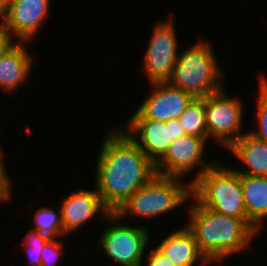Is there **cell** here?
Instances as JSON below:
<instances>
[{
	"mask_svg": "<svg viewBox=\"0 0 267 266\" xmlns=\"http://www.w3.org/2000/svg\"><path fill=\"white\" fill-rule=\"evenodd\" d=\"M172 17L156 22L152 28L151 38L145 50L140 69L151 83L167 82L173 72L178 58V39L175 20ZM142 67V68H141Z\"/></svg>",
	"mask_w": 267,
	"mask_h": 266,
	"instance_id": "8",
	"label": "cell"
},
{
	"mask_svg": "<svg viewBox=\"0 0 267 266\" xmlns=\"http://www.w3.org/2000/svg\"><path fill=\"white\" fill-rule=\"evenodd\" d=\"M126 122L124 126L120 124L119 126L156 164L166 154L172 143L170 120L161 122L152 119H129Z\"/></svg>",
	"mask_w": 267,
	"mask_h": 266,
	"instance_id": "13",
	"label": "cell"
},
{
	"mask_svg": "<svg viewBox=\"0 0 267 266\" xmlns=\"http://www.w3.org/2000/svg\"><path fill=\"white\" fill-rule=\"evenodd\" d=\"M170 132H171V141H175L178 138H181L182 136L186 135L178 119L170 120Z\"/></svg>",
	"mask_w": 267,
	"mask_h": 266,
	"instance_id": "26",
	"label": "cell"
},
{
	"mask_svg": "<svg viewBox=\"0 0 267 266\" xmlns=\"http://www.w3.org/2000/svg\"><path fill=\"white\" fill-rule=\"evenodd\" d=\"M50 4L51 0H8L4 24L11 37L26 43L36 38L39 29L49 17Z\"/></svg>",
	"mask_w": 267,
	"mask_h": 266,
	"instance_id": "11",
	"label": "cell"
},
{
	"mask_svg": "<svg viewBox=\"0 0 267 266\" xmlns=\"http://www.w3.org/2000/svg\"><path fill=\"white\" fill-rule=\"evenodd\" d=\"M185 179L156 174L143 187L131 195L115 212L122 220L129 217L155 220L160 215L171 213L188 202L192 185Z\"/></svg>",
	"mask_w": 267,
	"mask_h": 266,
	"instance_id": "4",
	"label": "cell"
},
{
	"mask_svg": "<svg viewBox=\"0 0 267 266\" xmlns=\"http://www.w3.org/2000/svg\"><path fill=\"white\" fill-rule=\"evenodd\" d=\"M8 0H0V22H4L7 16Z\"/></svg>",
	"mask_w": 267,
	"mask_h": 266,
	"instance_id": "27",
	"label": "cell"
},
{
	"mask_svg": "<svg viewBox=\"0 0 267 266\" xmlns=\"http://www.w3.org/2000/svg\"><path fill=\"white\" fill-rule=\"evenodd\" d=\"M172 230L156 245L175 266H208L212 263L200 251L193 233L185 226ZM198 264V265H195Z\"/></svg>",
	"mask_w": 267,
	"mask_h": 266,
	"instance_id": "15",
	"label": "cell"
},
{
	"mask_svg": "<svg viewBox=\"0 0 267 266\" xmlns=\"http://www.w3.org/2000/svg\"><path fill=\"white\" fill-rule=\"evenodd\" d=\"M103 221L107 227L101 231L98 239L103 254L115 265L142 266L146 256L144 252L151 243L149 227L145 224L131 226L116 213L108 214Z\"/></svg>",
	"mask_w": 267,
	"mask_h": 266,
	"instance_id": "6",
	"label": "cell"
},
{
	"mask_svg": "<svg viewBox=\"0 0 267 266\" xmlns=\"http://www.w3.org/2000/svg\"><path fill=\"white\" fill-rule=\"evenodd\" d=\"M259 76V85H258V94L256 98V118H257V127L251 128L249 131L250 134L256 138L267 142V76L263 73H260Z\"/></svg>",
	"mask_w": 267,
	"mask_h": 266,
	"instance_id": "20",
	"label": "cell"
},
{
	"mask_svg": "<svg viewBox=\"0 0 267 266\" xmlns=\"http://www.w3.org/2000/svg\"><path fill=\"white\" fill-rule=\"evenodd\" d=\"M207 145L205 138L190 135H184L172 141L166 154L155 164L157 174L184 179L188 174H193L197 170L195 177L188 179V182L193 185L207 169L218 161V159L206 161L204 156Z\"/></svg>",
	"mask_w": 267,
	"mask_h": 266,
	"instance_id": "9",
	"label": "cell"
},
{
	"mask_svg": "<svg viewBox=\"0 0 267 266\" xmlns=\"http://www.w3.org/2000/svg\"><path fill=\"white\" fill-rule=\"evenodd\" d=\"M230 167L218 160L192 185V196L219 214L247 218L240 174Z\"/></svg>",
	"mask_w": 267,
	"mask_h": 266,
	"instance_id": "5",
	"label": "cell"
},
{
	"mask_svg": "<svg viewBox=\"0 0 267 266\" xmlns=\"http://www.w3.org/2000/svg\"><path fill=\"white\" fill-rule=\"evenodd\" d=\"M187 205L188 223L200 251L214 265L250 249L259 230L247 218L219 214L201 205L193 196ZM193 201V202H192ZM193 203V204H192Z\"/></svg>",
	"mask_w": 267,
	"mask_h": 266,
	"instance_id": "2",
	"label": "cell"
},
{
	"mask_svg": "<svg viewBox=\"0 0 267 266\" xmlns=\"http://www.w3.org/2000/svg\"><path fill=\"white\" fill-rule=\"evenodd\" d=\"M14 39L11 37L4 22H0V56L8 50L14 43Z\"/></svg>",
	"mask_w": 267,
	"mask_h": 266,
	"instance_id": "25",
	"label": "cell"
},
{
	"mask_svg": "<svg viewBox=\"0 0 267 266\" xmlns=\"http://www.w3.org/2000/svg\"><path fill=\"white\" fill-rule=\"evenodd\" d=\"M185 134L209 140L206 128L204 98H194L178 117Z\"/></svg>",
	"mask_w": 267,
	"mask_h": 266,
	"instance_id": "18",
	"label": "cell"
},
{
	"mask_svg": "<svg viewBox=\"0 0 267 266\" xmlns=\"http://www.w3.org/2000/svg\"><path fill=\"white\" fill-rule=\"evenodd\" d=\"M49 239L48 236L39 233L36 230L29 229L26 232L24 238H22L24 252L28 256L27 266H41V252L43 250L44 244Z\"/></svg>",
	"mask_w": 267,
	"mask_h": 266,
	"instance_id": "21",
	"label": "cell"
},
{
	"mask_svg": "<svg viewBox=\"0 0 267 266\" xmlns=\"http://www.w3.org/2000/svg\"><path fill=\"white\" fill-rule=\"evenodd\" d=\"M61 218L64 232L67 236L87 225L95 216H102L100 221L111 212L103 205L101 198L96 190H75L70 192L60 204ZM91 220V221H90ZM87 222V224H86Z\"/></svg>",
	"mask_w": 267,
	"mask_h": 266,
	"instance_id": "12",
	"label": "cell"
},
{
	"mask_svg": "<svg viewBox=\"0 0 267 266\" xmlns=\"http://www.w3.org/2000/svg\"><path fill=\"white\" fill-rule=\"evenodd\" d=\"M33 213L34 219L31 229L49 238H60V236L65 238L67 236L64 232L60 208L56 210L54 207L40 206Z\"/></svg>",
	"mask_w": 267,
	"mask_h": 266,
	"instance_id": "19",
	"label": "cell"
},
{
	"mask_svg": "<svg viewBox=\"0 0 267 266\" xmlns=\"http://www.w3.org/2000/svg\"><path fill=\"white\" fill-rule=\"evenodd\" d=\"M149 252V253H148ZM148 258H146V263L142 266H175L166 256H164L156 246L150 248L147 251Z\"/></svg>",
	"mask_w": 267,
	"mask_h": 266,
	"instance_id": "24",
	"label": "cell"
},
{
	"mask_svg": "<svg viewBox=\"0 0 267 266\" xmlns=\"http://www.w3.org/2000/svg\"><path fill=\"white\" fill-rule=\"evenodd\" d=\"M247 219L260 231L267 220V177L240 175Z\"/></svg>",
	"mask_w": 267,
	"mask_h": 266,
	"instance_id": "17",
	"label": "cell"
},
{
	"mask_svg": "<svg viewBox=\"0 0 267 266\" xmlns=\"http://www.w3.org/2000/svg\"><path fill=\"white\" fill-rule=\"evenodd\" d=\"M28 44L16 41L0 56V89L7 94L29 82L34 57L26 47Z\"/></svg>",
	"mask_w": 267,
	"mask_h": 266,
	"instance_id": "14",
	"label": "cell"
},
{
	"mask_svg": "<svg viewBox=\"0 0 267 266\" xmlns=\"http://www.w3.org/2000/svg\"><path fill=\"white\" fill-rule=\"evenodd\" d=\"M195 42L178 53L173 72L167 82L194 98H204L225 86V74L220 63L218 64L212 42L202 38Z\"/></svg>",
	"mask_w": 267,
	"mask_h": 266,
	"instance_id": "3",
	"label": "cell"
},
{
	"mask_svg": "<svg viewBox=\"0 0 267 266\" xmlns=\"http://www.w3.org/2000/svg\"><path fill=\"white\" fill-rule=\"evenodd\" d=\"M113 128L104 135L98 150L93 184L111 213L157 174L155 164L132 138L119 125Z\"/></svg>",
	"mask_w": 267,
	"mask_h": 266,
	"instance_id": "1",
	"label": "cell"
},
{
	"mask_svg": "<svg viewBox=\"0 0 267 266\" xmlns=\"http://www.w3.org/2000/svg\"><path fill=\"white\" fill-rule=\"evenodd\" d=\"M59 238H49L44 244L41 252V266H56L62 262V257L66 255L63 253L65 243L59 241Z\"/></svg>",
	"mask_w": 267,
	"mask_h": 266,
	"instance_id": "22",
	"label": "cell"
},
{
	"mask_svg": "<svg viewBox=\"0 0 267 266\" xmlns=\"http://www.w3.org/2000/svg\"><path fill=\"white\" fill-rule=\"evenodd\" d=\"M151 91L128 119H152L161 122L178 119L194 97L168 82L151 83Z\"/></svg>",
	"mask_w": 267,
	"mask_h": 266,
	"instance_id": "10",
	"label": "cell"
},
{
	"mask_svg": "<svg viewBox=\"0 0 267 266\" xmlns=\"http://www.w3.org/2000/svg\"><path fill=\"white\" fill-rule=\"evenodd\" d=\"M225 88L204 97V107L209 139L227 149L244 134L245 104L240 97L227 94Z\"/></svg>",
	"mask_w": 267,
	"mask_h": 266,
	"instance_id": "7",
	"label": "cell"
},
{
	"mask_svg": "<svg viewBox=\"0 0 267 266\" xmlns=\"http://www.w3.org/2000/svg\"><path fill=\"white\" fill-rule=\"evenodd\" d=\"M243 163V169L233 168L240 175L267 177V142L245 132L227 149Z\"/></svg>",
	"mask_w": 267,
	"mask_h": 266,
	"instance_id": "16",
	"label": "cell"
},
{
	"mask_svg": "<svg viewBox=\"0 0 267 266\" xmlns=\"http://www.w3.org/2000/svg\"><path fill=\"white\" fill-rule=\"evenodd\" d=\"M4 152L0 151V205L12 200L13 183L10 180L5 166Z\"/></svg>",
	"mask_w": 267,
	"mask_h": 266,
	"instance_id": "23",
	"label": "cell"
}]
</instances>
